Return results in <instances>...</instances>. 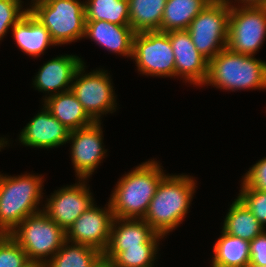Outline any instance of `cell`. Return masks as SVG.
<instances>
[{"label":"cell","mask_w":266,"mask_h":267,"mask_svg":"<svg viewBox=\"0 0 266 267\" xmlns=\"http://www.w3.org/2000/svg\"><path fill=\"white\" fill-rule=\"evenodd\" d=\"M231 4L226 48L234 53L254 56L266 37V8Z\"/></svg>","instance_id":"cell-9"},{"label":"cell","mask_w":266,"mask_h":267,"mask_svg":"<svg viewBox=\"0 0 266 267\" xmlns=\"http://www.w3.org/2000/svg\"><path fill=\"white\" fill-rule=\"evenodd\" d=\"M99 267H110L107 262H103Z\"/></svg>","instance_id":"cell-35"},{"label":"cell","mask_w":266,"mask_h":267,"mask_svg":"<svg viewBox=\"0 0 266 267\" xmlns=\"http://www.w3.org/2000/svg\"><path fill=\"white\" fill-rule=\"evenodd\" d=\"M22 3L21 0H0V40L29 11L28 8L22 9Z\"/></svg>","instance_id":"cell-30"},{"label":"cell","mask_w":266,"mask_h":267,"mask_svg":"<svg viewBox=\"0 0 266 267\" xmlns=\"http://www.w3.org/2000/svg\"><path fill=\"white\" fill-rule=\"evenodd\" d=\"M230 10L229 0H212L187 29L194 46L208 61L226 48Z\"/></svg>","instance_id":"cell-7"},{"label":"cell","mask_w":266,"mask_h":267,"mask_svg":"<svg viewBox=\"0 0 266 267\" xmlns=\"http://www.w3.org/2000/svg\"><path fill=\"white\" fill-rule=\"evenodd\" d=\"M241 184V187H252L266 192V157L249 168Z\"/></svg>","instance_id":"cell-31"},{"label":"cell","mask_w":266,"mask_h":267,"mask_svg":"<svg viewBox=\"0 0 266 267\" xmlns=\"http://www.w3.org/2000/svg\"><path fill=\"white\" fill-rule=\"evenodd\" d=\"M132 59L143 75L175 77V57L167 32L135 33Z\"/></svg>","instance_id":"cell-10"},{"label":"cell","mask_w":266,"mask_h":267,"mask_svg":"<svg viewBox=\"0 0 266 267\" xmlns=\"http://www.w3.org/2000/svg\"><path fill=\"white\" fill-rule=\"evenodd\" d=\"M175 57V76L198 86L204 85L208 75V60L196 49L187 30L168 32Z\"/></svg>","instance_id":"cell-14"},{"label":"cell","mask_w":266,"mask_h":267,"mask_svg":"<svg viewBox=\"0 0 266 267\" xmlns=\"http://www.w3.org/2000/svg\"><path fill=\"white\" fill-rule=\"evenodd\" d=\"M130 26L135 33L161 31L167 0H128Z\"/></svg>","instance_id":"cell-25"},{"label":"cell","mask_w":266,"mask_h":267,"mask_svg":"<svg viewBox=\"0 0 266 267\" xmlns=\"http://www.w3.org/2000/svg\"><path fill=\"white\" fill-rule=\"evenodd\" d=\"M42 175L0 174V234L11 233L26 217L39 209L44 193Z\"/></svg>","instance_id":"cell-3"},{"label":"cell","mask_w":266,"mask_h":267,"mask_svg":"<svg viewBox=\"0 0 266 267\" xmlns=\"http://www.w3.org/2000/svg\"><path fill=\"white\" fill-rule=\"evenodd\" d=\"M83 62L77 55L57 56L41 66L33 85L49 96L71 90L74 75Z\"/></svg>","instance_id":"cell-16"},{"label":"cell","mask_w":266,"mask_h":267,"mask_svg":"<svg viewBox=\"0 0 266 267\" xmlns=\"http://www.w3.org/2000/svg\"><path fill=\"white\" fill-rule=\"evenodd\" d=\"M30 267H44L42 264H32Z\"/></svg>","instance_id":"cell-36"},{"label":"cell","mask_w":266,"mask_h":267,"mask_svg":"<svg viewBox=\"0 0 266 267\" xmlns=\"http://www.w3.org/2000/svg\"><path fill=\"white\" fill-rule=\"evenodd\" d=\"M240 2L241 7H264L266 5V0H235Z\"/></svg>","instance_id":"cell-33"},{"label":"cell","mask_w":266,"mask_h":267,"mask_svg":"<svg viewBox=\"0 0 266 267\" xmlns=\"http://www.w3.org/2000/svg\"><path fill=\"white\" fill-rule=\"evenodd\" d=\"M134 30L130 25H118L108 21H86L84 38L88 37L109 52L122 56L133 55Z\"/></svg>","instance_id":"cell-18"},{"label":"cell","mask_w":266,"mask_h":267,"mask_svg":"<svg viewBox=\"0 0 266 267\" xmlns=\"http://www.w3.org/2000/svg\"><path fill=\"white\" fill-rule=\"evenodd\" d=\"M78 182L56 190L50 198H46L47 202L43 205V211L65 232L94 204L93 194L87 187L85 179H80Z\"/></svg>","instance_id":"cell-11"},{"label":"cell","mask_w":266,"mask_h":267,"mask_svg":"<svg viewBox=\"0 0 266 267\" xmlns=\"http://www.w3.org/2000/svg\"><path fill=\"white\" fill-rule=\"evenodd\" d=\"M29 11L49 30L56 45L84 38L85 8L79 0H31Z\"/></svg>","instance_id":"cell-5"},{"label":"cell","mask_w":266,"mask_h":267,"mask_svg":"<svg viewBox=\"0 0 266 267\" xmlns=\"http://www.w3.org/2000/svg\"><path fill=\"white\" fill-rule=\"evenodd\" d=\"M163 237L143 219L115 217L105 251H124L127 248L140 247V244H159L160 238L163 239Z\"/></svg>","instance_id":"cell-17"},{"label":"cell","mask_w":266,"mask_h":267,"mask_svg":"<svg viewBox=\"0 0 266 267\" xmlns=\"http://www.w3.org/2000/svg\"><path fill=\"white\" fill-rule=\"evenodd\" d=\"M204 84L228 91L266 89V62L225 48L208 61Z\"/></svg>","instance_id":"cell-4"},{"label":"cell","mask_w":266,"mask_h":267,"mask_svg":"<svg viewBox=\"0 0 266 267\" xmlns=\"http://www.w3.org/2000/svg\"><path fill=\"white\" fill-rule=\"evenodd\" d=\"M86 21H108L130 25L128 0H87L84 2Z\"/></svg>","instance_id":"cell-26"},{"label":"cell","mask_w":266,"mask_h":267,"mask_svg":"<svg viewBox=\"0 0 266 267\" xmlns=\"http://www.w3.org/2000/svg\"><path fill=\"white\" fill-rule=\"evenodd\" d=\"M212 0H167L163 11L161 31L187 30L191 21Z\"/></svg>","instance_id":"cell-24"},{"label":"cell","mask_w":266,"mask_h":267,"mask_svg":"<svg viewBox=\"0 0 266 267\" xmlns=\"http://www.w3.org/2000/svg\"><path fill=\"white\" fill-rule=\"evenodd\" d=\"M238 198L246 205L257 221L265 226L266 224V192L242 187Z\"/></svg>","instance_id":"cell-29"},{"label":"cell","mask_w":266,"mask_h":267,"mask_svg":"<svg viewBox=\"0 0 266 267\" xmlns=\"http://www.w3.org/2000/svg\"><path fill=\"white\" fill-rule=\"evenodd\" d=\"M156 160L141 163L117 182L109 199L114 217L143 219L158 184L166 175Z\"/></svg>","instance_id":"cell-2"},{"label":"cell","mask_w":266,"mask_h":267,"mask_svg":"<svg viewBox=\"0 0 266 267\" xmlns=\"http://www.w3.org/2000/svg\"><path fill=\"white\" fill-rule=\"evenodd\" d=\"M43 100L44 106L69 131L89 126L94 122L71 90L45 96Z\"/></svg>","instance_id":"cell-20"},{"label":"cell","mask_w":266,"mask_h":267,"mask_svg":"<svg viewBox=\"0 0 266 267\" xmlns=\"http://www.w3.org/2000/svg\"><path fill=\"white\" fill-rule=\"evenodd\" d=\"M265 227L260 224L246 205L237 197L224 218L222 231L234 237L251 241L262 234Z\"/></svg>","instance_id":"cell-22"},{"label":"cell","mask_w":266,"mask_h":267,"mask_svg":"<svg viewBox=\"0 0 266 267\" xmlns=\"http://www.w3.org/2000/svg\"><path fill=\"white\" fill-rule=\"evenodd\" d=\"M96 206L93 204L68 228L66 240L94 247L103 253L108 246L115 217L110 202L104 209Z\"/></svg>","instance_id":"cell-13"},{"label":"cell","mask_w":266,"mask_h":267,"mask_svg":"<svg viewBox=\"0 0 266 267\" xmlns=\"http://www.w3.org/2000/svg\"><path fill=\"white\" fill-rule=\"evenodd\" d=\"M84 64L83 62L74 75L71 91L87 115L94 122H100L102 115L113 113L117 107L114 87L106 70L96 69L84 74Z\"/></svg>","instance_id":"cell-8"},{"label":"cell","mask_w":266,"mask_h":267,"mask_svg":"<svg viewBox=\"0 0 266 267\" xmlns=\"http://www.w3.org/2000/svg\"><path fill=\"white\" fill-rule=\"evenodd\" d=\"M12 31L17 46L31 57H39L49 46H56L49 30L30 11L14 24Z\"/></svg>","instance_id":"cell-19"},{"label":"cell","mask_w":266,"mask_h":267,"mask_svg":"<svg viewBox=\"0 0 266 267\" xmlns=\"http://www.w3.org/2000/svg\"><path fill=\"white\" fill-rule=\"evenodd\" d=\"M8 141H6V138L4 139L3 138H0V151H1V148L5 147V145L7 146V143Z\"/></svg>","instance_id":"cell-34"},{"label":"cell","mask_w":266,"mask_h":267,"mask_svg":"<svg viewBox=\"0 0 266 267\" xmlns=\"http://www.w3.org/2000/svg\"><path fill=\"white\" fill-rule=\"evenodd\" d=\"M247 267H266V265L265 266H259V265H248Z\"/></svg>","instance_id":"cell-37"},{"label":"cell","mask_w":266,"mask_h":267,"mask_svg":"<svg viewBox=\"0 0 266 267\" xmlns=\"http://www.w3.org/2000/svg\"><path fill=\"white\" fill-rule=\"evenodd\" d=\"M33 263L9 235L0 234V267H30Z\"/></svg>","instance_id":"cell-28"},{"label":"cell","mask_w":266,"mask_h":267,"mask_svg":"<svg viewBox=\"0 0 266 267\" xmlns=\"http://www.w3.org/2000/svg\"><path fill=\"white\" fill-rule=\"evenodd\" d=\"M70 131L44 106L21 130L19 141L25 146L50 149L68 143Z\"/></svg>","instance_id":"cell-15"},{"label":"cell","mask_w":266,"mask_h":267,"mask_svg":"<svg viewBox=\"0 0 266 267\" xmlns=\"http://www.w3.org/2000/svg\"><path fill=\"white\" fill-rule=\"evenodd\" d=\"M189 175H165L157 186L143 218L151 228L165 237L186 217L196 186Z\"/></svg>","instance_id":"cell-1"},{"label":"cell","mask_w":266,"mask_h":267,"mask_svg":"<svg viewBox=\"0 0 266 267\" xmlns=\"http://www.w3.org/2000/svg\"><path fill=\"white\" fill-rule=\"evenodd\" d=\"M250 264L266 265V231L250 241Z\"/></svg>","instance_id":"cell-32"},{"label":"cell","mask_w":266,"mask_h":267,"mask_svg":"<svg viewBox=\"0 0 266 267\" xmlns=\"http://www.w3.org/2000/svg\"><path fill=\"white\" fill-rule=\"evenodd\" d=\"M221 233L213 247L211 267H247L250 264V242Z\"/></svg>","instance_id":"cell-21"},{"label":"cell","mask_w":266,"mask_h":267,"mask_svg":"<svg viewBox=\"0 0 266 267\" xmlns=\"http://www.w3.org/2000/svg\"><path fill=\"white\" fill-rule=\"evenodd\" d=\"M9 235L25 251L33 264L42 265H45L66 241V232L43 210L26 217Z\"/></svg>","instance_id":"cell-6"},{"label":"cell","mask_w":266,"mask_h":267,"mask_svg":"<svg viewBox=\"0 0 266 267\" xmlns=\"http://www.w3.org/2000/svg\"><path fill=\"white\" fill-rule=\"evenodd\" d=\"M103 131L100 122L70 131L71 160L78 179H88L102 163L107 150L103 148Z\"/></svg>","instance_id":"cell-12"},{"label":"cell","mask_w":266,"mask_h":267,"mask_svg":"<svg viewBox=\"0 0 266 267\" xmlns=\"http://www.w3.org/2000/svg\"><path fill=\"white\" fill-rule=\"evenodd\" d=\"M103 262L100 250L66 240L44 267H99Z\"/></svg>","instance_id":"cell-23"},{"label":"cell","mask_w":266,"mask_h":267,"mask_svg":"<svg viewBox=\"0 0 266 267\" xmlns=\"http://www.w3.org/2000/svg\"><path fill=\"white\" fill-rule=\"evenodd\" d=\"M158 244H140L124 251H104L103 261L110 267H154Z\"/></svg>","instance_id":"cell-27"}]
</instances>
